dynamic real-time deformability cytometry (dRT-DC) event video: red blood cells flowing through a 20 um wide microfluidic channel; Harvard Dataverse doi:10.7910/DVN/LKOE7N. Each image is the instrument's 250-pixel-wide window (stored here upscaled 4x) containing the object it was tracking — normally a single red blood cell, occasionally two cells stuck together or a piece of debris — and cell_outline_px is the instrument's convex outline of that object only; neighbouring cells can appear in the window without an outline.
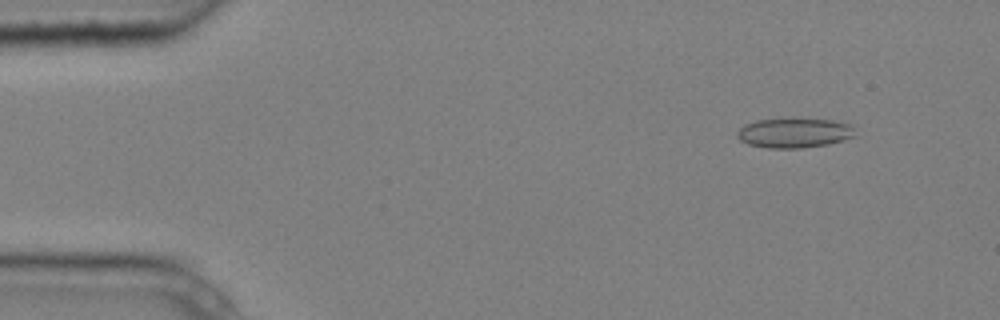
{"species": "common noctule bat (a hibernating species)", "species_latin": "Nyctalus noctula", "temperature_condition": "cold", "stored_images_in_passage": 5, "camera_frame_rate_fps": 3000, "um_per_image_px": 0.085, "animal": {"sex": "male", "body_mass_g": 20.4}, "frame": {"image": 1, "passage_image": 2, "time_ms": 0.333, "image_size_px": [1000, 320], "cell_outline_px": [[856, 136], [828, 144], [800, 148], [768, 148], [748, 144], [740, 140], [736, 136], [736, 132], [744, 124], [756, 120], [792, 116], [832, 120], [856, 124]], "centroid_in_image_um": [67.55, 11.25], "position_along_channel_um": 17.4, "area_um2": 21.44}}